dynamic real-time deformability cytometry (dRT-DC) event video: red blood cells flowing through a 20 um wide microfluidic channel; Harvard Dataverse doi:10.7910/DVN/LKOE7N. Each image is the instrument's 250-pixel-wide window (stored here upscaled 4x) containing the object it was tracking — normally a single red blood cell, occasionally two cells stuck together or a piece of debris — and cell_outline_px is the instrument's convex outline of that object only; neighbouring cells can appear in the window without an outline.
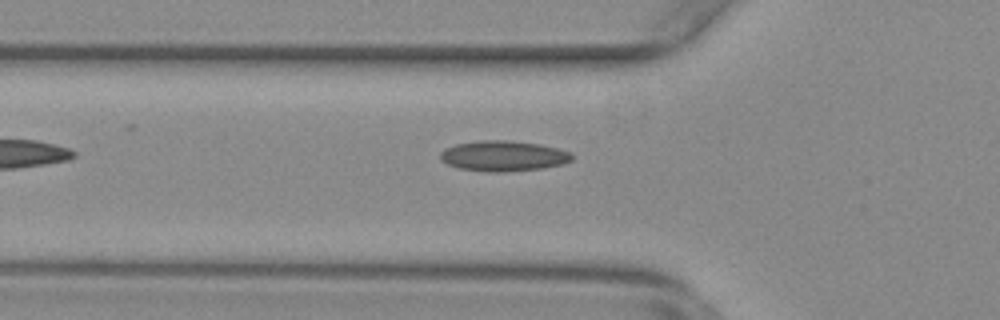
{"species": "common noctule bat (a hibernating species)", "species_latin": "Nyctalus noctula", "temperature_condition": "warm", "stored_images_in_passage": 32, "camera_frame_rate_fps": 3000, "um_per_image_px": 0.085, "animal": {"sex": "female", "body_mass_g": 29.2, "forearm_length_mm": 56.3}, "frame": {"image": 1, "passage_image": 2, "time_ms": 0.333, "image_size_px": [1000, 320], "cell_outline_px": [[572, 160], [564, 164], [540, 168], [500, 172], [484, 172], [460, 168], [448, 164], [440, 160], [440, 152], [456, 144], [480, 140], [508, 140], [540, 144], [572, 152]], "centroid_in_image_um": [42.79, 13.25], "position_along_channel_um": 83.0, "area_um2": 23.29}}
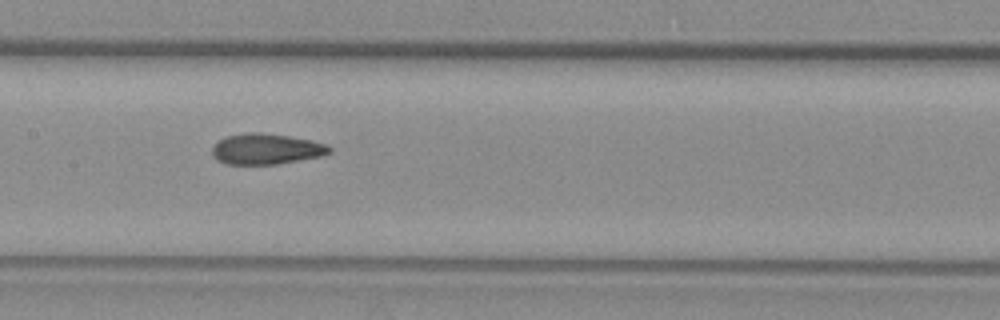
{"frame": {"image": 2, "passage_image": 10, "time_ms": 3.0, "image_size_px": [1000, 320], "cell_outline_px": [[332, 152], [320, 156], [276, 164], [224, 164], [216, 160], [212, 156], [212, 148], [220, 140], [228, 136], [248, 132], [260, 132], [288, 136], [312, 140], [324, 144], [332, 148]], "centroid_in_image_um": [22.61, 12.67], "position_along_channel_um": 184.8, "area_um2": 20.87}}
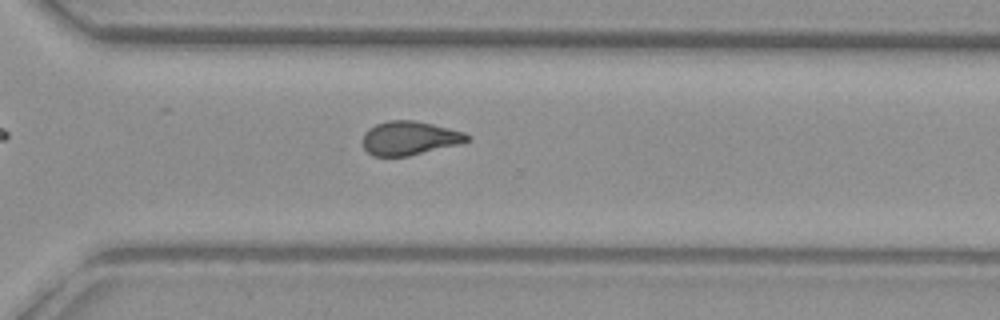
{"frame": {"image": 3, "passage_image": 22, "time_ms": 7.0, "image_size_px": [1000, 320], "cell_outline_px": [[472, 136], [464, 144], [408, 156], [372, 156], [364, 148], [364, 132], [368, 128], [376, 124], [388, 120], [412, 120], [432, 124], [464, 132]], "centroid_in_image_um": [34.85, 11.75], "position_along_channel_um": 335.8, "area_um2": 20.75}, "authors_computed_cell_mechanics": {"area_um2": 20.8658, "velocity_mm_per_s": 3.7875, "shape_relaxation_time_tau1_ms": null, "shape_relaxation_time_tau2_ms": 1.9193, "deformation_change_tau1": null, "deformation_change_tau2": 0.0868}}